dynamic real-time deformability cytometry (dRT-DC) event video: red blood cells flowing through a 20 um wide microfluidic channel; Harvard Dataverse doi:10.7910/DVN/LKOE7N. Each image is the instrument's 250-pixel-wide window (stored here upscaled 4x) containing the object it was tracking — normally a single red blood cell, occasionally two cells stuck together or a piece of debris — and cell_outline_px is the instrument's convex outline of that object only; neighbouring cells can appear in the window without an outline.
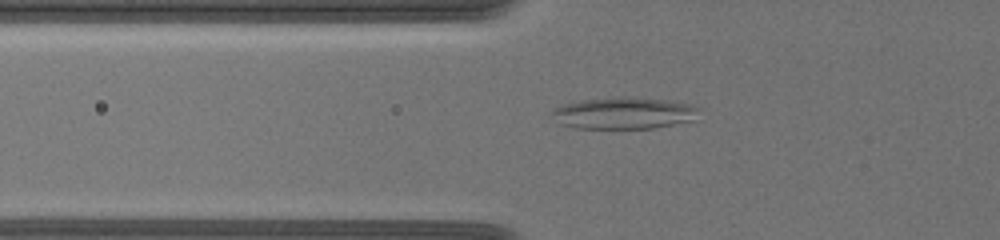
{"species": "common noctule bat (a hibernating species)", "species_latin": "Nyctalus noctula", "temperature_condition": "warm", "stored_images_in_passage": 36, "camera_frame_rate_fps": 3000, "um_per_image_px": 0.085, "animal": {"sex": "female", "body_mass_g": 19.5, "forearm_length_mm": 54.1}, "frame": {"image": 1, "passage_image": 10, "time_ms": 4.667, "image_size_px": [1000, 240], "cell_outline_px": [[700, 108], [692, 120], [652, 128], [576, 128], [560, 124], [552, 112], [552, 108], [564, 104], [580, 100], [668, 100], [688, 104]], "centroid_in_image_um": [52.99, 9.66], "position_along_channel_um": 72.8, "area_um2": 25.61}}
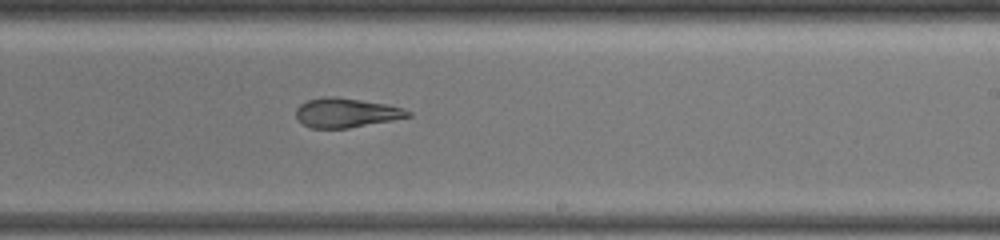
{"frame": {"image": 2, "passage_image": 22, "time_ms": 10.0, "image_size_px": [1000, 240], "cell_outline_px": [[412, 116], [392, 120], [348, 128], [312, 128], [304, 124], [296, 116], [296, 108], [300, 104], [308, 100], [324, 96], [336, 96], [388, 104], [412, 112]], "centroid_in_image_um": [29.42, 9.57], "position_along_channel_um": 259.6, "area_um2": 19.07}}
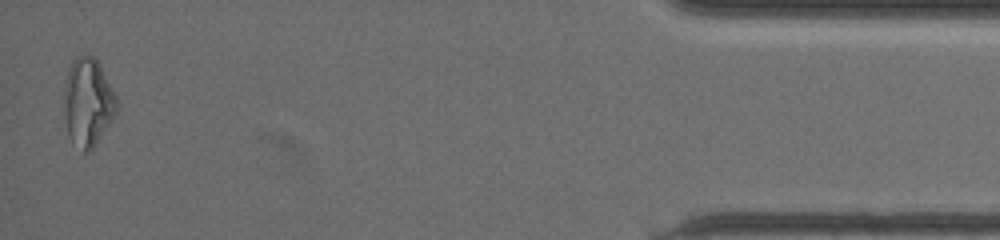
{"frame": {"image": 3, "passage_image": 36, "time_ms": 16.667, "image_size_px": [1000, 240], "cell_outline_px": [[116, 112], [112, 120], [92, 148], [88, 152], [84, 152], [68, 136], [64, 108], [64, 92], [68, 68], [72, 60], [76, 56], [92, 56], [100, 64], [116, 96]], "centroid_in_image_um": [7.46, 8.66], "position_along_channel_um": 427.7, "area_um2": 26.59}, "authors_computed_cell_mechanics": {"area_um2": 21.5594, "velocity_mm_per_s": 3.5592, "shape_relaxation_time_tau1_ms": null, "shape_relaxation_time_tau2_ms": 3.3555, "deformation_change_tau1": null, "deformation_change_tau2": 0.1393}}